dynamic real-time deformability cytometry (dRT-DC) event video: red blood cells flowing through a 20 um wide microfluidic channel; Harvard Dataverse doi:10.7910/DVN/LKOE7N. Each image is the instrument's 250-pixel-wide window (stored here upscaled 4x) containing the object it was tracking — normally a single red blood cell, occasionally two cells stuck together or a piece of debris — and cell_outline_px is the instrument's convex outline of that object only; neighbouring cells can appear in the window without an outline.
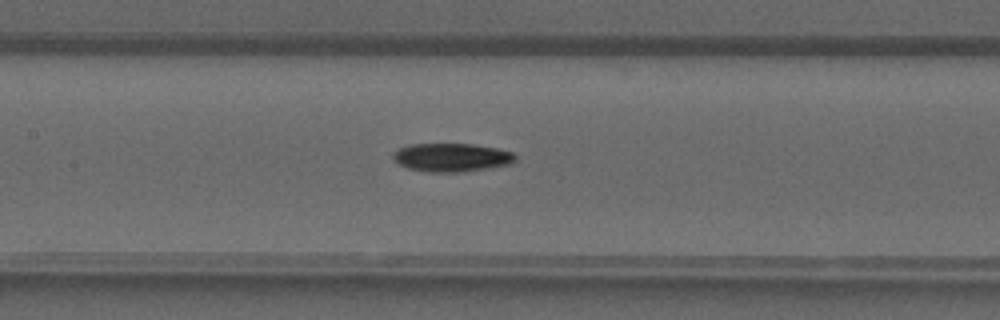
{"species": "common noctule bat (a hibernating species)", "species_latin": "Nyctalus noctula", "temperature_condition": "warm", "stored_images_in_passage": 41, "camera_frame_rate_fps": 3000, "um_per_image_px": 0.085, "animal": {"sex": "male", "forearm_length_mm": 52.5}, "frame": {"image": 1, "passage_image": 20, "time_ms": 6.333, "image_size_px": [1000, 320], "cell_outline_px": [[516, 160], [508, 164], [464, 172], [428, 172], [408, 168], [400, 164], [392, 156], [400, 148], [408, 144], [472, 144], [500, 148], [512, 152], [516, 156]], "centroid_in_image_um": [38.42, 13.37], "position_along_channel_um": 169.0, "area_um2": 20.11}}
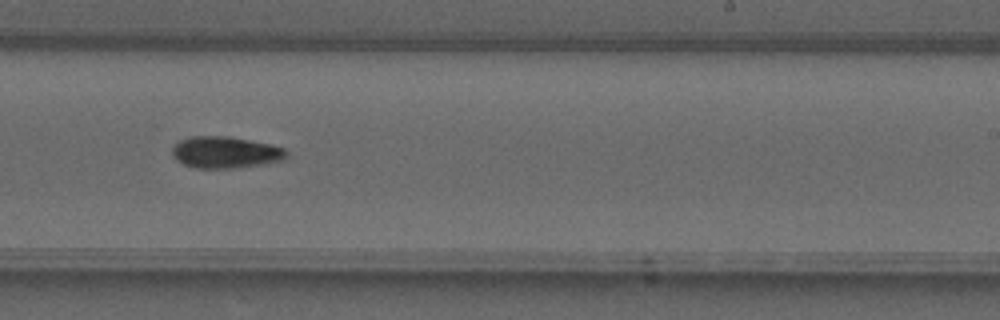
{"frame": {"image": 2, "passage_image": 26, "time_ms": 8.333, "image_size_px": [1000, 320], "cell_outline_px": [[288, 156], [284, 160], [260, 164], [232, 168], [196, 168], [184, 164], [176, 160], [172, 156], [172, 148], [180, 140], [192, 136], [228, 136], [272, 144], [284, 148], [288, 152]], "centroid_in_image_um": [19.17, 12.94], "position_along_channel_um": 269.8, "area_um2": 21.1}}
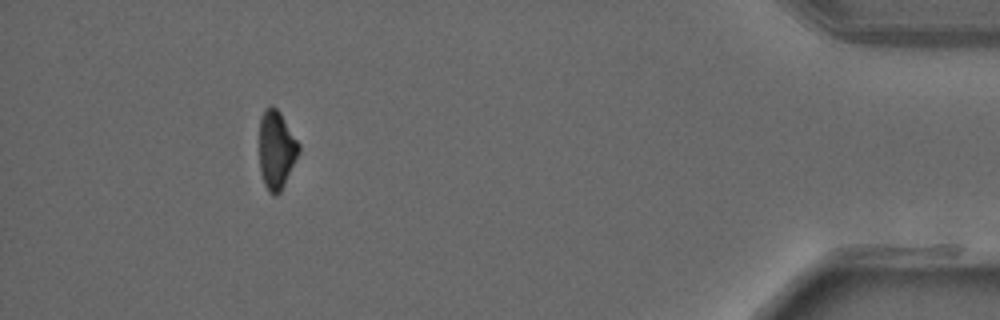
{"frame": {"image": 3, "passage_image": 38, "time_ms": 12.333, "image_size_px": [1000, 320], "cell_outline_px": [[300, 152], [280, 192], [276, 196], [268, 192], [264, 184], [260, 172], [260, 120], [264, 108], [268, 104], [272, 104], [280, 112], [300, 144]], "centroid_in_image_um": [23.49, 12.71], "position_along_channel_um": 411.7, "area_um2": 18.15}}